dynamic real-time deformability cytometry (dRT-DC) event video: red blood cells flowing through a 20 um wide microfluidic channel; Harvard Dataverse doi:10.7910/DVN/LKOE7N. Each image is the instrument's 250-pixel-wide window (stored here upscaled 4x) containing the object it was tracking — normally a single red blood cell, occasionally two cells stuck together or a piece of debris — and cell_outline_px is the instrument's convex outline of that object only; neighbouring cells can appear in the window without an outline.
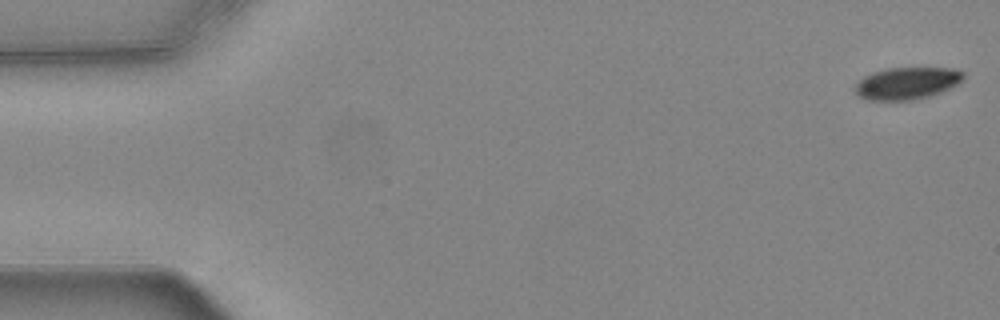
{"species": "common noctule bat (a hibernating species)", "species_latin": "Nyctalus noctula", "temperature_condition": "warm", "stored_images_in_passage": 55, "camera_frame_rate_fps": 3000, "um_per_image_px": 0.085, "animal": {"sex": "female", "body_mass_g": 24.6, "forearm_length_mm": 56.2}, "frame": {"image": 1, "passage_image": 1, "time_ms": 0.0, "image_size_px": [1000, 320], "cell_outline_px": [[964, 80], [940, 92], [928, 96], [912, 100], [864, 100], [852, 92], [852, 88], [864, 76], [872, 72], [888, 68], [956, 68], [964, 72]], "centroid_in_image_um": [77.04, 7.08], "position_along_channel_um": 8.0, "area_um2": 20.46}}
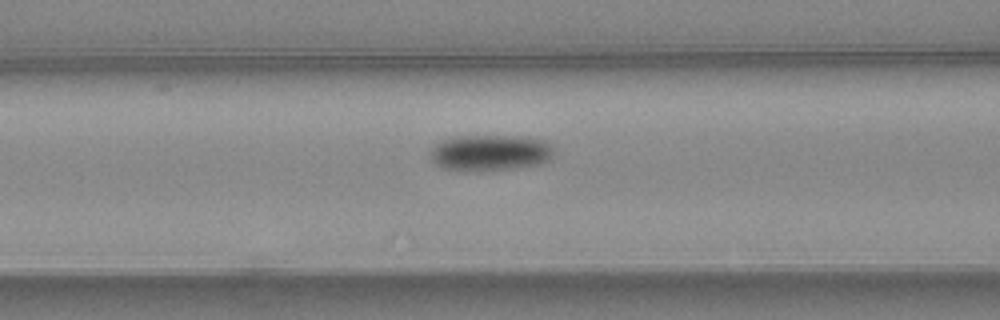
{"frame": {"image": 2, "passage_image": 22, "time_ms": 7.0, "image_size_px": [1000, 320], "cell_outline_px": [[552, 156], [548, 160], [540, 164], [516, 168], [444, 168], [436, 164], [432, 160], [432, 148], [436, 144], [452, 136], [520, 136], [540, 140], [548, 144], [552, 148]], "centroid_in_image_um": [41.69, 12.94], "position_along_channel_um": 124.9, "area_um2": 24.8}}
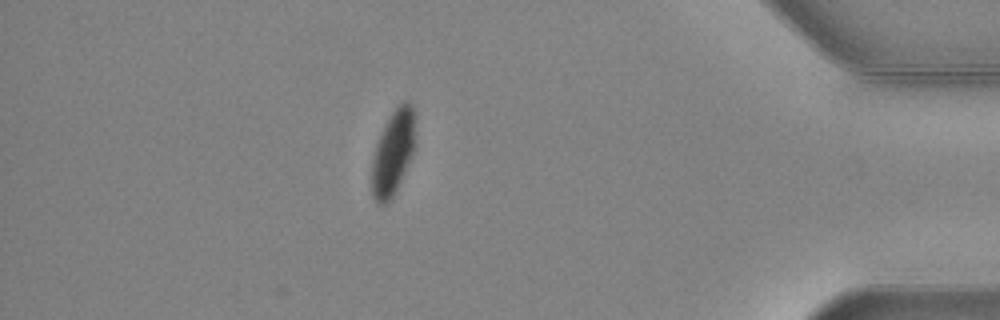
{"frame": {"image": 3, "passage_image": 48, "time_ms": 15.667, "image_size_px": [1000, 320], "cell_outline_px": [[416, 144], [412, 156], [392, 196], [384, 204], [376, 204], [372, 196], [372, 156], [380, 132], [392, 112], [404, 100], [408, 100], [412, 104], [416, 116]], "centroid_in_image_um": [33.44, 12.89], "position_along_channel_um": 401.8, "area_um2": 21.79}, "authors_computed_cell_mechanics": {"area_um2": 23.409, "velocity_mm_per_s": 3.7238, "shape_relaxation_time_tau1_ms": 4.528, "shape_relaxation_time_tau2_ms": 9.3295, "deformation_change_tau1": 0.1236, "deformation_change_tau2": 0.0743}}